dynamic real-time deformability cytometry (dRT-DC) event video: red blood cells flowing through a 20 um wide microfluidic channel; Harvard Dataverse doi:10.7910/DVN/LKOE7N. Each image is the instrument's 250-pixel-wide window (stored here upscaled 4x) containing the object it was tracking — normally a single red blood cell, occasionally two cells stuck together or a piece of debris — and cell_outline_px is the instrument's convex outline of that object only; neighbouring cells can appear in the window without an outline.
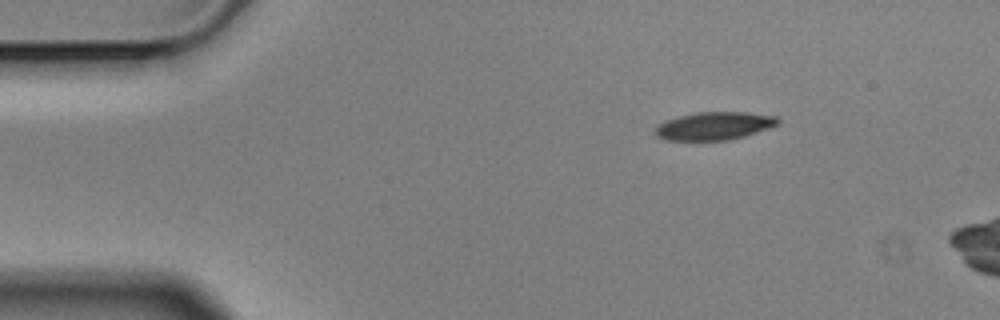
{"species": "Egyptian fruit bat (a non-hibernating species)", "species_latin": "Rousettus aegyptiacus", "temperature_condition": "cold", "stored_images_in_passage": 4, "camera_frame_rate_fps": 3000, "um_per_image_px": 0.085, "animal": {"sex": "male"}, "frame": {"image": 1, "passage_image": 1, "time_ms": 0.0, "image_size_px": [1000, 320], "cell_outline_px": [[780, 124], [744, 136], [728, 140], [664, 140], [656, 136], [652, 132], [656, 124], [664, 120], [676, 116], [696, 112], [748, 112], [776, 116], [780, 120]], "centroid_in_image_um": [60.64, 10.69], "position_along_channel_um": 24.4, "area_um2": 20.35}}
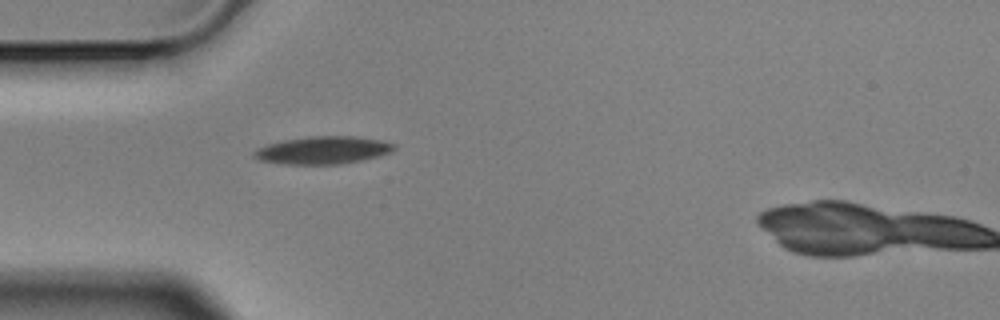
{"frame": {"image": 2, "passage_image": 3, "time_ms": 0.667, "image_size_px": [1000, 320], "cell_outline_px": [[396, 148], [392, 152], [380, 156], [340, 164], [284, 164], [260, 160], [252, 156], [252, 152], [256, 148], [268, 144], [284, 140], [308, 136], [356, 136], [380, 140], [396, 144]], "centroid_in_image_um": [27.45, 12.76], "position_along_channel_um": 57.5, "area_um2": 22.66}}